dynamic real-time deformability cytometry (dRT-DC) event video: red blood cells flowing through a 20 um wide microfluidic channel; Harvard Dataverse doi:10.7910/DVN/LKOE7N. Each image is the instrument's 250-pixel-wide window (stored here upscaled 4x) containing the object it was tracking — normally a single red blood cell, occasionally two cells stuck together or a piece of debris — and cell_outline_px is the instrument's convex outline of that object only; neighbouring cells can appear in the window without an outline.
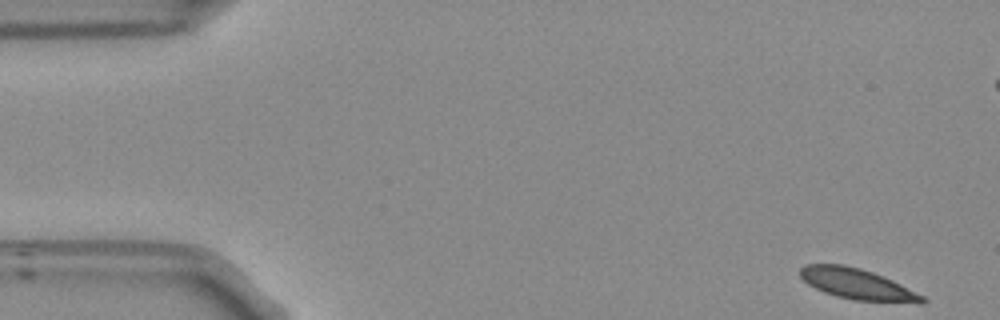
{"species": "Egyptian fruit bat (a non-hibernating species)", "species_latin": "Rousettus aegyptiacus", "temperature_condition": "room temperature", "stored_images_in_passage": 54, "camera_frame_rate_fps": 3000, "um_per_image_px": 0.085, "frame": {"image": 1, "passage_image": 1, "time_ms": 0.0, "image_size_px": [1000, 320], "cell_outline_px": [[928, 300], [924, 304], [920, 304], [856, 300], [836, 296], [824, 292], [808, 284], [800, 276], [800, 268], [804, 264], [844, 264], [860, 268], [872, 272], [892, 280], [924, 296]], "centroid_in_image_um": [72.9, 24.16], "position_along_channel_um": 12.1, "area_um2": 21.96}}
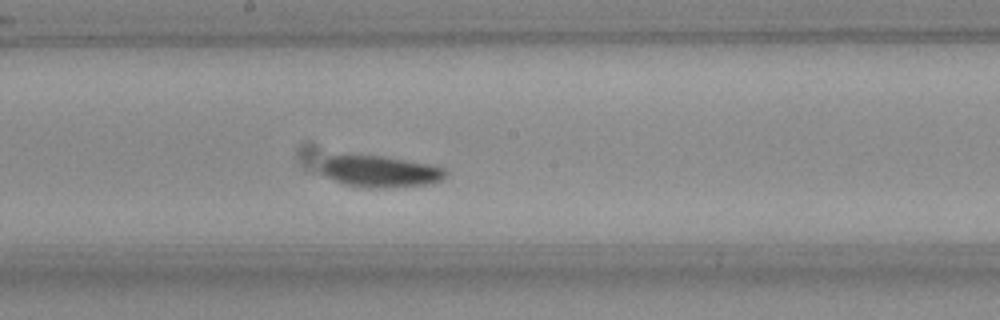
{"frame": {"image": 2, "passage_image": 27, "time_ms": 8.667, "image_size_px": [1000, 320], "cell_outline_px": [[448, 172], [440, 180], [432, 184], [384, 188], [364, 188], [344, 184], [332, 180], [320, 168], [324, 160], [328, 156], [384, 156], [436, 164], [448, 168]], "centroid_in_image_um": [32.41, 14.58], "position_along_channel_um": 215.8, "area_um2": 23.18}}
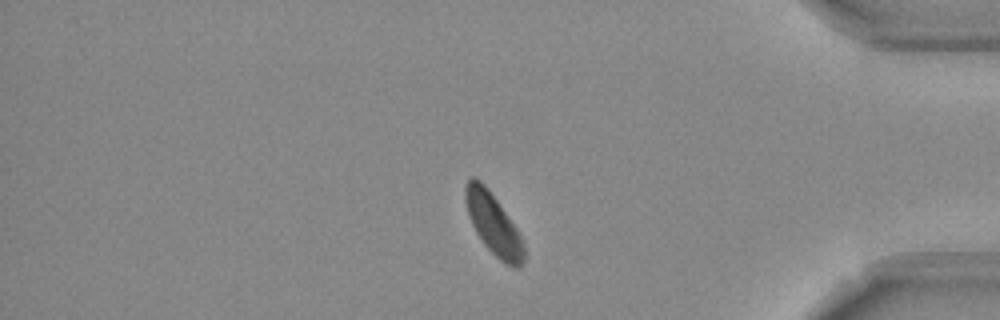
{"frame": {"image": 3, "passage_image": 44, "time_ms": 14.333, "image_size_px": [1000, 320], "cell_outline_px": [[524, 260], [520, 268], [512, 268], [504, 264], [484, 244], [476, 232], [472, 224], [464, 200], [464, 188], [468, 180], [472, 176], [480, 180], [484, 184], [496, 200], [516, 228], [524, 244]], "centroid_in_image_um": [41.93, 19.07], "position_along_channel_um": 393.3, "area_um2": 20.58}, "authors_computed_cell_mechanics": {"area_um2": 22.3108, "velocity_mm_per_s": 3.6901, "shape_relaxation_time_tau1_ms": 4.5569, "shape_relaxation_time_tau2_ms": null, "deformation_change_tau1": 0.095, "deformation_change_tau2": null}}